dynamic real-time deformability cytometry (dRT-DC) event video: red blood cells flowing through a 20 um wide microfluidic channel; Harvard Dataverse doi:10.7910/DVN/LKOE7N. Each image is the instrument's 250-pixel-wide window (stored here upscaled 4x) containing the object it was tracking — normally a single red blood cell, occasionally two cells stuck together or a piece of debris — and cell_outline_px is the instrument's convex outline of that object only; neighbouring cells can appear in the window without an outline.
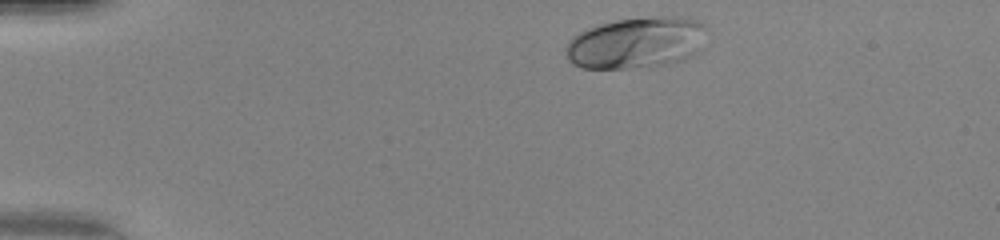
{"species": "human", "species_latin": "Homo sapiens", "temperature_condition": "warm", "stored_images_in_passage": 37, "camera_frame_rate_fps": 3000, "um_per_image_px": 0.085, "donor": {"sex": "female"}, "frame": {"image": 1, "passage_image": 2, "time_ms": 0.333, "image_size_px": [1000, 240], "cell_outline_px": [[708, 28], [700, 52], [684, 60], [660, 64], [624, 68], [580, 68], [572, 64], [568, 60], [564, 48], [568, 40], [572, 36], [588, 28], [600, 24], [616, 20], [660, 16], [672, 16], [700, 20]], "centroid_in_image_um": [54.1, 3.62], "position_along_channel_um": 30.9, "area_um2": 42.48}}
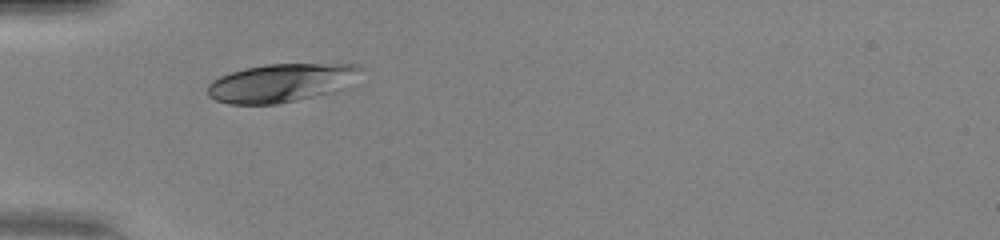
{"frame": {"image": 2, "passage_image": 9, "time_ms": 2.667, "image_size_px": [1000, 240], "cell_outline_px": [[364, 68], [340, 88], [332, 92], [276, 104], [228, 104], [216, 100], [208, 96], [208, 84], [212, 80], [220, 76], [244, 68], [268, 64], [360, 64]], "centroid_in_image_um": [23.82, 7.04], "position_along_channel_um": 61.2, "area_um2": 33.7}}
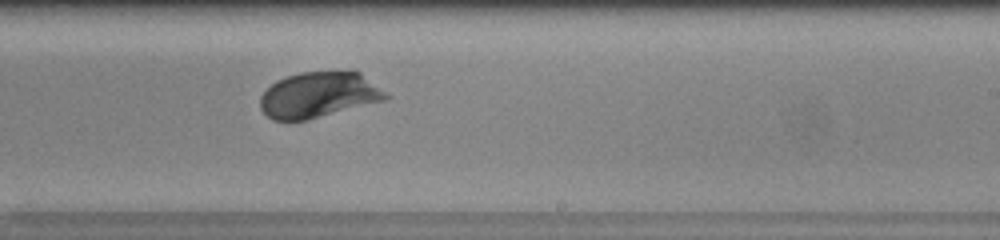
{"frame": {"image": 3, "passage_image": 24, "time_ms": 7.667, "image_size_px": [1000, 240], "cell_outline_px": [[392, 96], [388, 100], [308, 120], [272, 120], [260, 108], [260, 96], [276, 80], [300, 72], [352, 68], [360, 72], [388, 92]], "centroid_in_image_um": [27.19, 8.03], "position_along_channel_um": 261.8, "area_um2": 34.51}, "authors_computed_cell_mechanics": {"area_um2": 33.4662, "velocity_mm_per_s": 4.1589, "shape_relaxation_time_tau1_ms": 1.6698, "shape_relaxation_time_tau2_ms": null, "deformation_change_tau1": 0.1409, "deformation_change_tau2": null}}